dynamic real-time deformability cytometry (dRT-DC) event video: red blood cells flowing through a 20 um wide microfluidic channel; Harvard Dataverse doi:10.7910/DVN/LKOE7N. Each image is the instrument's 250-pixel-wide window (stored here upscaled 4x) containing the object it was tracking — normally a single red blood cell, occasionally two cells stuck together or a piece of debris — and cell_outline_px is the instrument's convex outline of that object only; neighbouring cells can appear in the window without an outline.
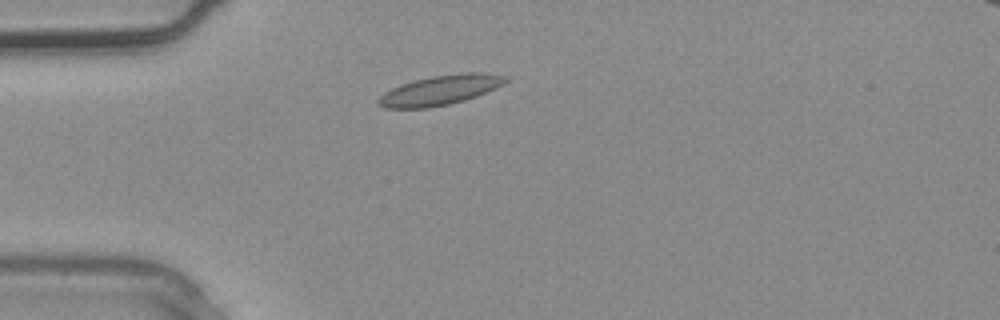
{"species": "common noctule bat (a hibernating species)", "species_latin": "Nyctalus noctula", "temperature_condition": "warm", "stored_images_in_passage": 1, "camera_frame_rate_fps": 3000, "um_per_image_px": 0.085, "animal": {"sex": "male", "body_mass_g": 20.4}, "frame": {"image": 1, "passage_image": 1, "time_ms": 0.0, "image_size_px": [1000, 320], "cell_outline_px": [[508, 80], [496, 88], [476, 96], [464, 100], [448, 104], [428, 108], [384, 108], [376, 104], [376, 100], [384, 92], [400, 84], [432, 76], [460, 72], [484, 72], [508, 76]], "centroid_in_image_um": [37.4, 7.65], "position_along_channel_um": 47.6, "area_um2": 22.14}}